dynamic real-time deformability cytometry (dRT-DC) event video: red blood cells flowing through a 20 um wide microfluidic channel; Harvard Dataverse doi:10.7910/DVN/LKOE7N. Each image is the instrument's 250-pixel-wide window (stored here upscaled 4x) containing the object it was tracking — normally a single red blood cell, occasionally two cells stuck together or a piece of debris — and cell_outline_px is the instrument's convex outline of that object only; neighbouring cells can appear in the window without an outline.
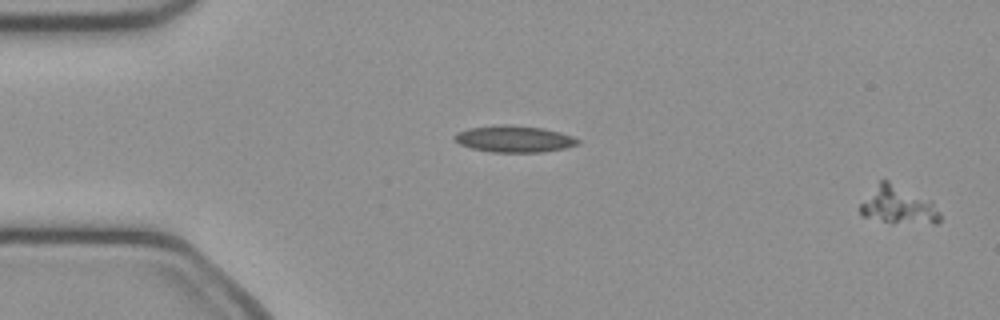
{"species": "common noctule bat (a hibernating species)", "species_latin": "Nyctalus noctula", "temperature_condition": "cold", "stored_images_in_passage": 50, "camera_frame_rate_fps": 3000, "um_per_image_px": 0.085, "animal": {"sex": "female", "body_mass_g": 21.9}, "frame": {"image": 1, "passage_image": 1, "time_ms": 0.0, "image_size_px": [1000, 320], "cell_outline_px": [[940, 220], [936, 224], [892, 224], [860, 216], [860, 204], [880, 180], [888, 180], [932, 200], [940, 212]], "centroid_in_image_um": [76.37, 17.49], "position_along_channel_um": 8.6, "area_um2": 18.03}}
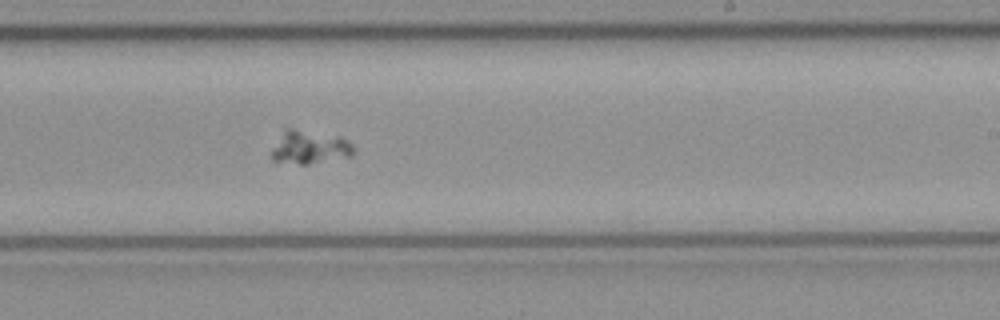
{"frame": {"image": 2, "passage_image": 30, "time_ms": 9.667, "image_size_px": [1000, 320], "cell_outline_px": [[356, 152], [352, 156], [308, 164], [300, 164], [272, 160], [272, 148], [284, 132], [288, 128], [292, 128], [340, 136], [348, 140], [356, 148]], "centroid_in_image_um": [26.4, 12.52], "position_along_channel_um": 262.6, "area_um2": 15.9}}
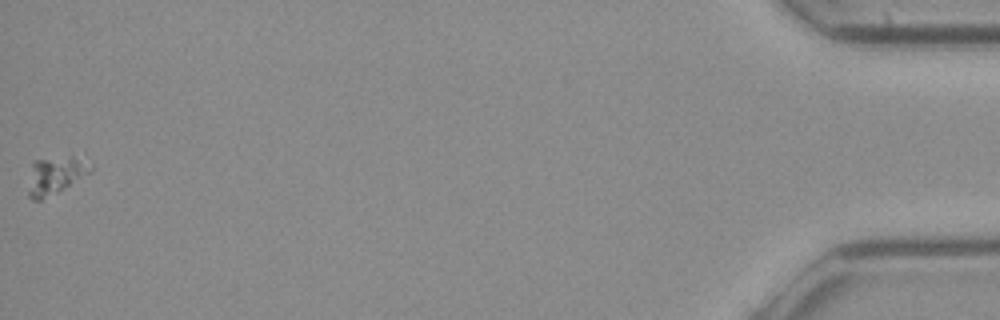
{"frame": {"image": 3, "passage_image": 50, "time_ms": 16.333, "image_size_px": [1000, 320], "cell_outline_px": [[92, 168], [88, 172], [56, 192], [40, 200], [32, 200], [28, 196], [28, 192], [32, 164], [36, 160], [72, 152], [84, 152], [92, 164]], "centroid_in_image_um": [4.8, 14.75], "position_along_channel_um": 430.4, "area_um2": 14.22}}